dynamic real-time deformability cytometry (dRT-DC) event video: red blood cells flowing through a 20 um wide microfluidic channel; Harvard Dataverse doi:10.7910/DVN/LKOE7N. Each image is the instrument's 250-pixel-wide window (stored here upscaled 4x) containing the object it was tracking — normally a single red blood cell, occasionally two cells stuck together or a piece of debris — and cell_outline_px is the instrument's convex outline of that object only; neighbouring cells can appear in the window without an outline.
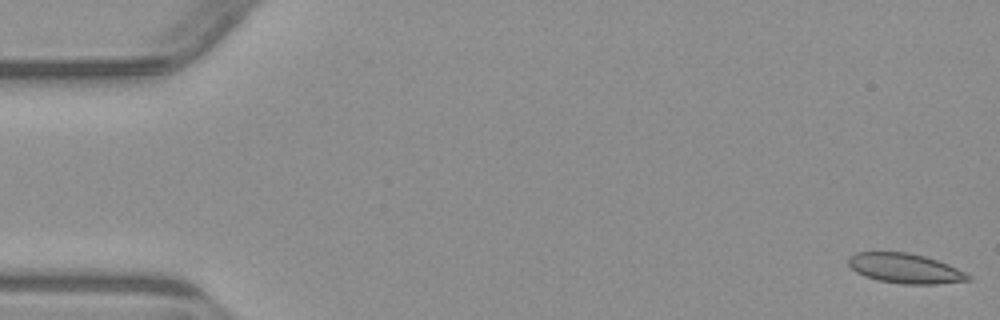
{"species": "common noctule bat (a hibernating species)", "species_latin": "Nyctalus noctula", "temperature_condition": "warm", "stored_images_in_passage": 4, "camera_frame_rate_fps": 3000, "um_per_image_px": 0.085, "animal": {"sex": "male", "body_mass_g": 23.1, "forearm_length_mm": 52.7}, "frame": {"image": 1, "passage_image": 1, "time_ms": 0.0, "image_size_px": [1000, 320], "cell_outline_px": [[972, 280], [936, 284], [900, 284], [876, 280], [864, 276], [856, 272], [848, 264], [848, 256], [856, 252], [908, 252], [924, 256], [948, 264], [972, 276]], "centroid_in_image_um": [76.92, 22.82], "position_along_channel_um": 8.1, "area_um2": 20.92}}
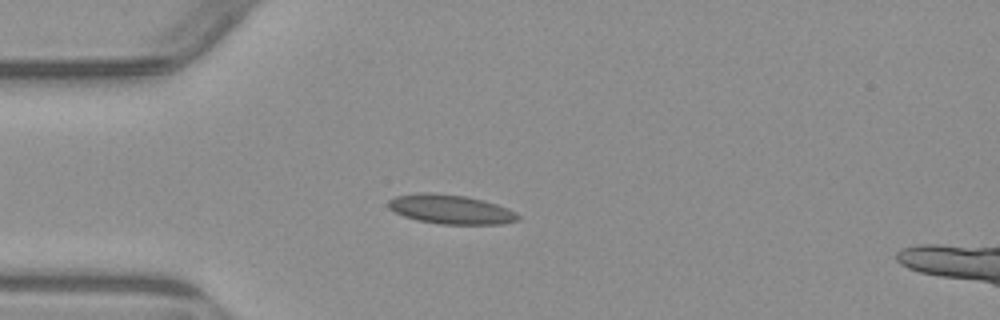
{"frame": {"image": 2, "passage_image": 4, "time_ms": 4.333, "image_size_px": [1000, 320], "cell_outline_px": [[520, 220], [504, 224], [440, 224], [416, 220], [404, 216], [388, 208], [388, 200], [396, 196], [416, 192], [432, 192], [464, 196], [484, 200], [508, 208], [516, 212], [520, 216]], "centroid_in_image_um": [38.32, 17.79], "position_along_channel_um": 46.7, "area_um2": 22.31}}